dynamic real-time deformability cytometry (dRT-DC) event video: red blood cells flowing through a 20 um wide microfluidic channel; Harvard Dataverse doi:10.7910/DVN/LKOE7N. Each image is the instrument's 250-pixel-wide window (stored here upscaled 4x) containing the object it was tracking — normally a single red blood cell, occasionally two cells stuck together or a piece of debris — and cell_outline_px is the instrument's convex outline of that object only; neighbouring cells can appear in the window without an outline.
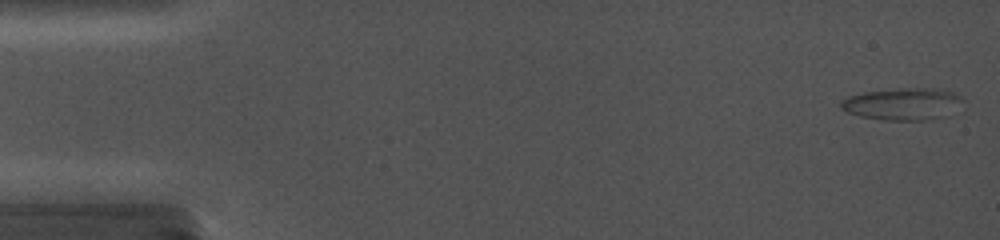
{"species": "common noctule bat (a hibernating species)", "species_latin": "Nyctalus noctula", "temperature_condition": "cold", "stored_images_in_passage": 64, "camera_frame_rate_fps": 5000, "um_per_image_px": 0.085, "animal": {"sex": "female", "body_mass_g": 19.0, "forearm_length_mm": 56.7}, "frame": {"image": 1, "passage_image": 1, "time_ms": 0.0, "image_size_px": [1000, 240], "cell_outline_px": [[964, 100], [940, 116], [924, 120], [884, 120], [860, 116], [848, 112], [840, 108], [840, 100], [848, 96], [864, 92], [900, 88], [932, 88], [952, 92], [960, 96]], "centroid_in_image_um": [76.61, 8.82], "position_along_channel_um": 8.4, "area_um2": 22.2}}
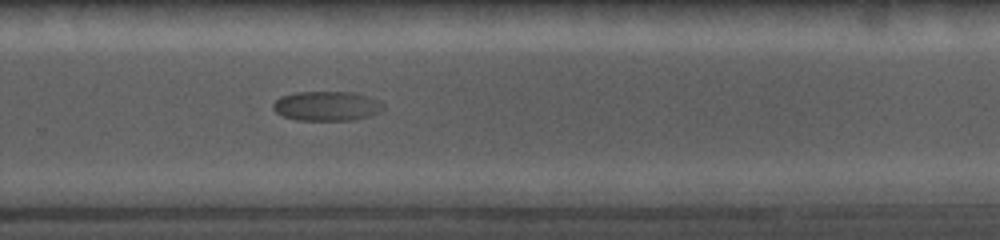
{"frame": {"image": 2, "passage_image": 44, "time_ms": 12.4, "image_size_px": [1000, 240], "cell_outline_px": [[384, 108], [380, 112], [368, 116], [352, 120], [300, 120], [284, 116], [276, 112], [272, 108], [272, 104], [280, 96], [296, 92], [356, 92], [368, 96], [384, 104]], "centroid_in_image_um": [27.77, 9.0], "position_along_channel_um": 302.0, "area_um2": 18.96}}
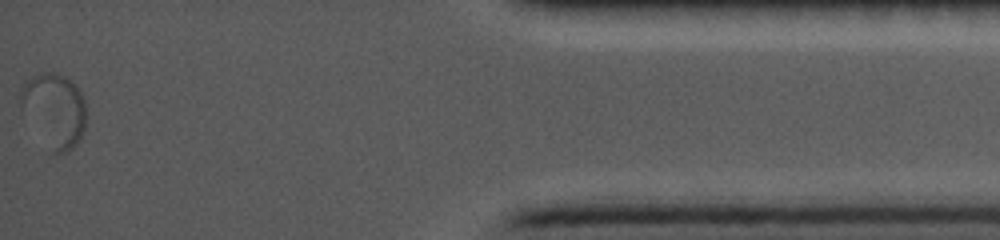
{"frame": {"image": 3, "passage_image": 64, "time_ms": 17.6, "image_size_px": [1000, 240], "cell_outline_px": [[84, 128], [76, 144], [68, 152], [52, 152], [20, 108], [20, 88], [32, 76], [40, 72], [52, 72], [64, 76], [80, 92], [84, 100]], "centroid_in_image_um": [4.58, 9.33], "position_along_channel_um": 430.6, "area_um2": 27.51}}